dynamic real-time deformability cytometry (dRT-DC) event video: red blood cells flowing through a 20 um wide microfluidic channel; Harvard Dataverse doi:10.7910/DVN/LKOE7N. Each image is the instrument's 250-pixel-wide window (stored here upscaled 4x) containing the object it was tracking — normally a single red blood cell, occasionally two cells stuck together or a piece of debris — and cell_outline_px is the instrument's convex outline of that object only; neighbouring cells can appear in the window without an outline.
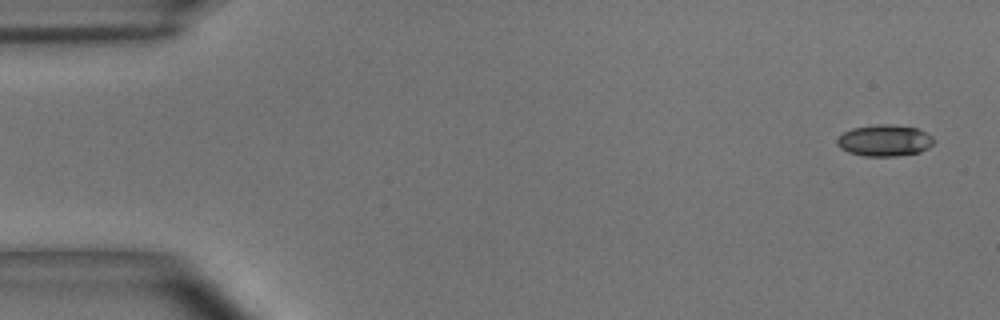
{"species": "common noctule bat (a hibernating species)", "species_latin": "Nyctalus noctula", "temperature_condition": "room temperature", "stored_images_in_passage": 7, "camera_frame_rate_fps": 3000, "um_per_image_px": 0.085, "animal": {"sex": "male", "body_mass_g": 15.6}, "frame": {"image": 1, "passage_image": 1, "time_ms": 0.0, "image_size_px": [1000, 320], "cell_outline_px": [[936, 140], [928, 148], [920, 152], [896, 156], [864, 156], [848, 152], [840, 148], [836, 144], [836, 140], [844, 132], [852, 128], [876, 124], [888, 124], [916, 128], [932, 136]], "centroid_in_image_um": [75.18, 11.94], "position_along_channel_um": 9.8, "area_um2": 17.74}}
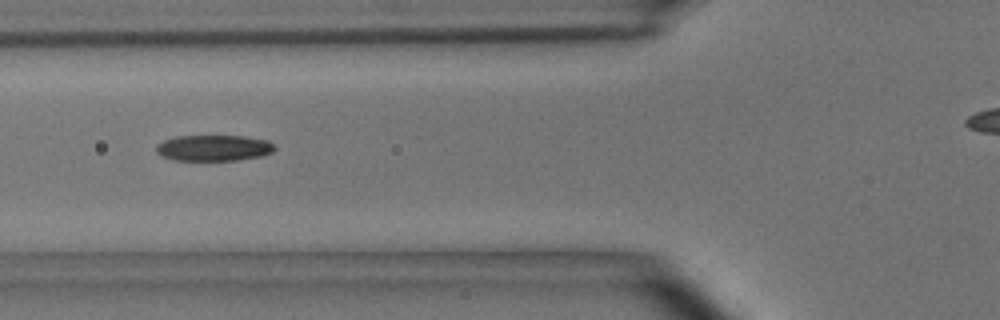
{"frame": {"image": 2, "passage_image": 6, "time_ms": 1.667, "image_size_px": [1000, 320], "cell_outline_px": [[276, 148], [272, 152], [260, 156], [236, 160], [176, 160], [164, 156], [156, 152], [156, 144], [164, 140], [176, 136], [244, 136], [268, 140]], "centroid_in_image_um": [18.16, 12.57], "position_along_channel_um": 107.6, "area_um2": 17.8}}